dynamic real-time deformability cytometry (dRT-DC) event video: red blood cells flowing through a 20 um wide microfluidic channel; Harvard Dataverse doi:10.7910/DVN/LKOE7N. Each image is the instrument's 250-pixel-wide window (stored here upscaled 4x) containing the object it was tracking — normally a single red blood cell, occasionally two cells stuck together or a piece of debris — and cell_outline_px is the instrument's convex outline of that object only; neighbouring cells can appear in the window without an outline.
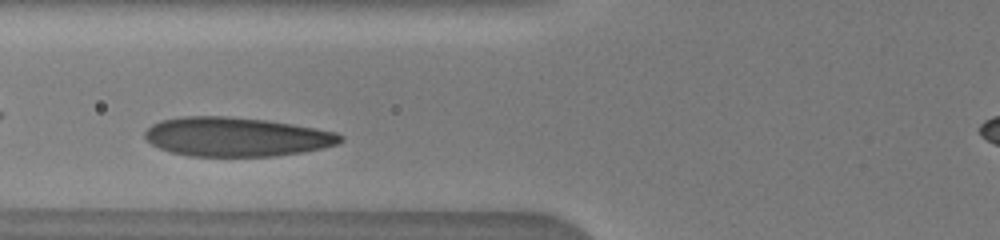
{"species": "human", "species_latin": "Homo sapiens", "temperature_condition": "warm", "stored_images_in_passage": 43, "camera_frame_rate_fps": 3000, "um_per_image_px": 0.085, "donor": {"sex": "male"}, "frame": {"image": 1, "passage_image": 19, "time_ms": 4.0, "image_size_px": [1000, 240], "cell_outline_px": [[344, 140], [336, 144], [320, 148], [300, 152], [272, 156], [188, 156], [172, 152], [160, 148], [152, 144], [144, 136], [144, 132], [152, 124], [160, 120], [184, 116], [228, 116], [264, 120], [292, 124], [316, 128], [336, 132], [344, 136]], "centroid_in_image_um": [20.07, 11.62], "position_along_channel_um": 105.7, "area_um2": 44.39}}